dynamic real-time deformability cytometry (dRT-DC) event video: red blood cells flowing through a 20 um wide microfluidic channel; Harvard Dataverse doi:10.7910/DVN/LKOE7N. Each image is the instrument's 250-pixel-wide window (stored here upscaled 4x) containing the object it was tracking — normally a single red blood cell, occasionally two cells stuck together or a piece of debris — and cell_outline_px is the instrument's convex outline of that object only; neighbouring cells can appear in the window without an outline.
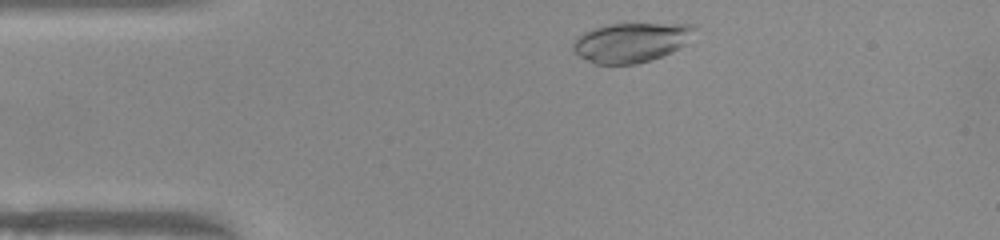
{"species": "common noctule bat (a hibernating species)", "species_latin": "Nyctalus noctula", "temperature_condition": "warm", "stored_images_in_passage": 44, "camera_frame_rate_fps": 3000, "um_per_image_px": 0.085, "animal": {"sex": "female", "body_mass_g": 22.0, "forearm_length_mm": 56.7}, "frame": {"image": 1, "passage_image": 3, "time_ms": 0.667, "image_size_px": [1000, 240], "cell_outline_px": [[696, 28], [684, 44], [680, 48], [660, 56], [636, 64], [596, 64], [580, 56], [572, 48], [572, 44], [584, 32], [592, 28], [608, 24], [692, 24]], "centroid_in_image_um": [53.62, 3.6], "position_along_channel_um": 31.4, "area_um2": 27.46}}
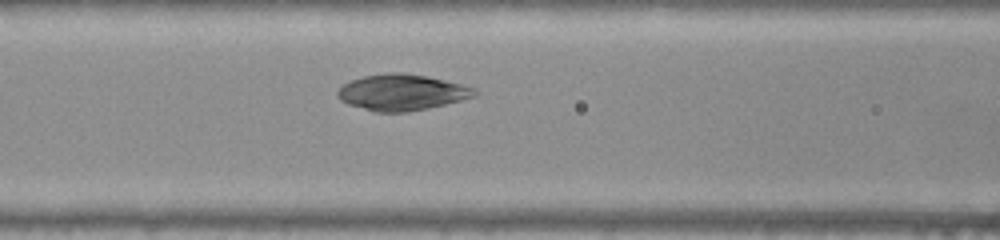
{"frame": {"image": 2, "passage_image": 14, "time_ms": 4.333, "image_size_px": [1000, 240], "cell_outline_px": [[480, 92], [476, 96], [428, 108], [408, 112], [376, 112], [348, 104], [340, 100], [336, 96], [336, 92], [344, 84], [352, 80], [364, 76], [388, 72], [404, 72], [424, 76], [460, 84], [476, 88]], "centroid_in_image_um": [34.15, 7.85], "position_along_channel_um": 132.5, "area_um2": 28.67}}
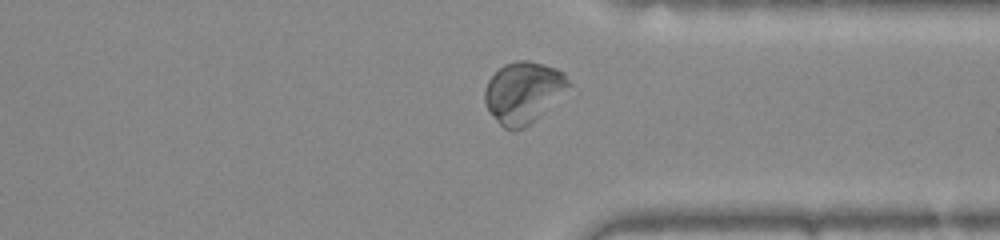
{"frame": {"image": 3, "passage_image": 32, "time_ms": 10.333, "image_size_px": [1000, 240], "cell_outline_px": [[572, 84], [524, 128], [512, 132], [504, 128], [496, 120], [488, 108], [484, 100], [484, 92], [488, 80], [504, 64], [516, 60], [528, 60], [544, 64], [556, 68], [564, 72]], "centroid_in_image_um": [44.46, 7.83], "position_along_channel_um": 366.9, "area_um2": 29.48}, "authors_computed_cell_mechanics": {"area_um2": 29.0445, "velocity_mm_per_s": 3.9327, "shape_relaxation_time_tau1_ms": 9.5633, "shape_relaxation_time_tau2_ms": null, "deformation_change_tau1": 0.3017, "deformation_change_tau2": null}}